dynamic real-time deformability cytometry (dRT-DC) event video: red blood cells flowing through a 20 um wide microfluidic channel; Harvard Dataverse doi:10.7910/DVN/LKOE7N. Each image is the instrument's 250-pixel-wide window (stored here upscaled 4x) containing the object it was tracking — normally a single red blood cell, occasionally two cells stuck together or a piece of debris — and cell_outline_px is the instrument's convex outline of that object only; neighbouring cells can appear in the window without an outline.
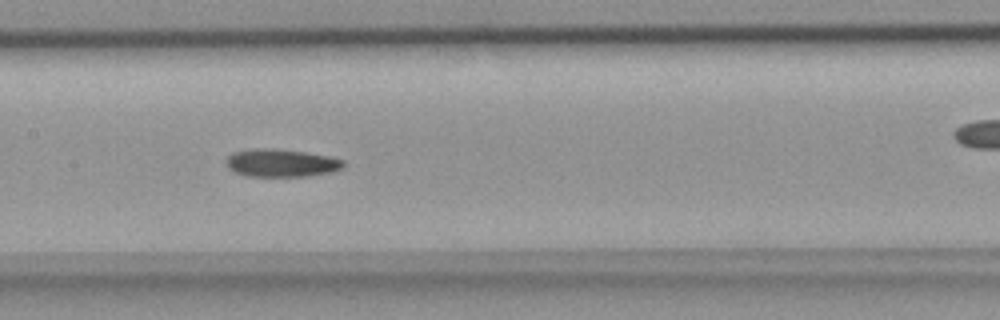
{"species": "common noctule bat (a hibernating species)", "species_latin": "Nyctalus noctula", "temperature_condition": "room temperature", "stored_images_in_passage": 31, "camera_frame_rate_fps": 3000, "um_per_image_px": 0.085, "animal": {"sex": "female", "body_mass_g": 18.4}, "frame": {"image": 1, "passage_image": 9, "time_ms": 2.667, "image_size_px": [1000, 320], "cell_outline_px": [[344, 164], [340, 168], [332, 172], [308, 176], [248, 176], [236, 172], [228, 168], [224, 160], [232, 152], [252, 148], [272, 148], [304, 152], [328, 156], [344, 160]], "centroid_in_image_um": [23.86, 13.84], "position_along_channel_um": 183.5, "area_um2": 19.02}}
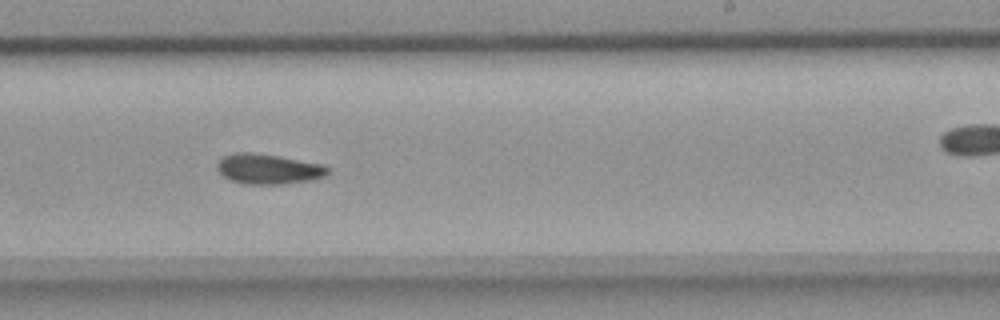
{"frame": {"image": 2, "passage_image": 15, "time_ms": 4.667, "image_size_px": [1000, 320], "cell_outline_px": [[328, 172], [324, 176], [312, 180], [280, 184], [244, 184], [232, 180], [224, 176], [216, 168], [216, 164], [224, 156], [236, 152], [252, 152], [280, 156], [324, 164], [328, 168]], "centroid_in_image_um": [22.81, 14.35], "position_along_channel_um": 266.2, "area_um2": 19.42}}
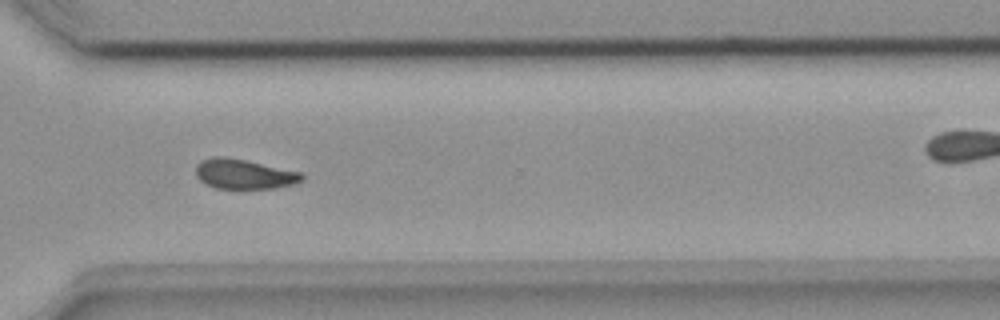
{"frame": {"image": 3, "passage_image": 21, "time_ms": 6.667, "image_size_px": [1000, 320], "cell_outline_px": [[304, 180], [292, 184], [276, 188], [216, 188], [200, 180], [196, 176], [196, 164], [200, 160], [212, 156], [224, 156], [244, 160], [300, 172], [304, 176]], "centroid_in_image_um": [20.71, 14.78], "position_along_channel_um": 349.9, "area_um2": 18.26}}